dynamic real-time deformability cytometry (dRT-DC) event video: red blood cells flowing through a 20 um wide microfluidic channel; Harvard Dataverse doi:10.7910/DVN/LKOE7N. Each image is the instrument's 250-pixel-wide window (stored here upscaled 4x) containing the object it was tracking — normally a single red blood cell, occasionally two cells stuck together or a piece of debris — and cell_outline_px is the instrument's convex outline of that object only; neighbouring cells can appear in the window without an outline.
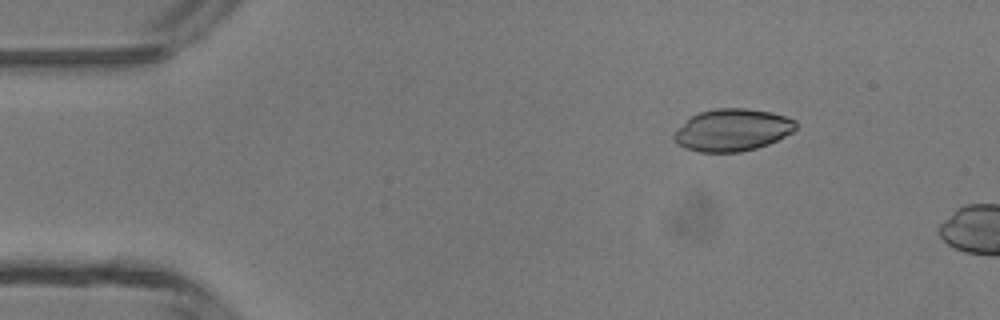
{"species": "common noctule bat (a hibernating species)", "species_latin": "Nyctalus noctula", "temperature_condition": "room temperature", "stored_images_in_passage": 3, "camera_frame_rate_fps": 3000, "um_per_image_px": 0.085, "animal": {"sex": "male", "body_mass_g": 13.3}, "frame": {"image": 1, "passage_image": 2, "time_ms": 1.333, "image_size_px": [1000, 320], "cell_outline_px": [[796, 128], [792, 132], [768, 144], [756, 148], [740, 152], [700, 152], [676, 144], [672, 136], [692, 116], [700, 112], [716, 108], [748, 108], [772, 112], [796, 120]], "centroid_in_image_um": [62.28, 11.05], "position_along_channel_um": 22.7, "area_um2": 29.65}}